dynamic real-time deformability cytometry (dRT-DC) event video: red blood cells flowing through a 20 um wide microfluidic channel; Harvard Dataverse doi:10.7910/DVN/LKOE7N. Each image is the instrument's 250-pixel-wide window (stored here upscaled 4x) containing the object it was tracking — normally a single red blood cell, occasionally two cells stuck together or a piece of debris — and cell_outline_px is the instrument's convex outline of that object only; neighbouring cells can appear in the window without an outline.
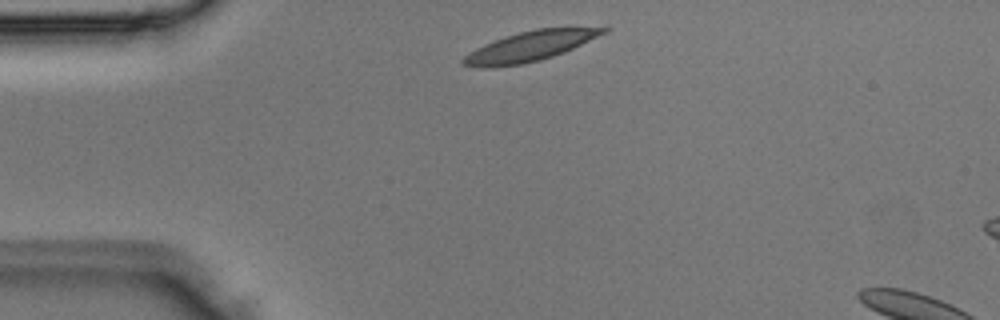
{"species": "Egyptian fruit bat (a non-hibernating species)", "species_latin": "Rousettus aegyptiacus", "temperature_condition": "room temperature", "stored_images_in_passage": 2, "camera_frame_rate_fps": 3000, "um_per_image_px": 0.085, "animal": {"sex": "male"}, "frame": {"image": 1, "passage_image": 1, "time_ms": 0.0, "image_size_px": [1000, 320], "cell_outline_px": [[612, 28], [608, 32], [564, 52], [540, 60], [520, 64], [488, 68], [484, 68], [460, 64], [460, 60], [468, 52], [484, 44], [520, 32], [536, 28]], "centroid_in_image_um": [45.01, 3.95], "position_along_channel_um": 40.0, "area_um2": 24.04}}